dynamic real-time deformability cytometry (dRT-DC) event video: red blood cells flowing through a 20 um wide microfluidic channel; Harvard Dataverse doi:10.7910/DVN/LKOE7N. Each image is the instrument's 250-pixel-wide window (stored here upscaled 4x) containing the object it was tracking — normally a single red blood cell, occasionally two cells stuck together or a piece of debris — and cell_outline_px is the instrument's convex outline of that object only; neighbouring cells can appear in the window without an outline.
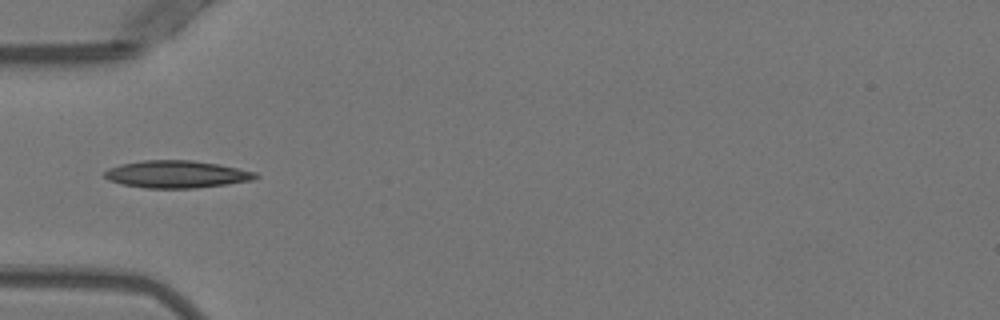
{"species": "Egyptian fruit bat (a non-hibernating species)", "species_latin": "Rousettus aegyptiacus", "temperature_condition": "warm", "stored_images_in_passage": 35, "camera_frame_rate_fps": 3000, "um_per_image_px": 0.085, "animal": {"sex": "female"}, "frame": {"image": 1, "passage_image": 1, "time_ms": 0.0, "image_size_px": [1000, 320], "cell_outline_px": [[260, 176], [252, 180], [196, 188], [144, 188], [120, 184], [108, 180], [104, 176], [104, 172], [108, 168], [120, 164], [144, 160], [192, 160], [220, 164], [256, 172]], "centroid_in_image_um": [14.98, 14.81], "position_along_channel_um": 70.0, "area_um2": 24.16}}
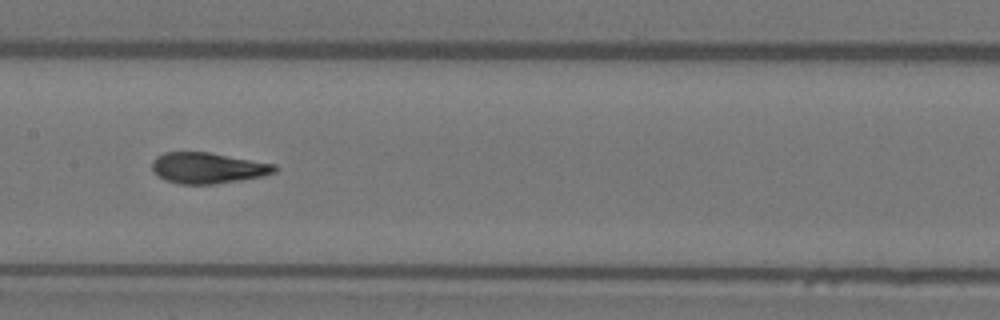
{"frame": {"image": 2, "passage_image": 10, "time_ms": 3.0, "image_size_px": [1000, 320], "cell_outline_px": [[276, 172], [264, 176], [216, 184], [180, 184], [164, 180], [152, 168], [152, 160], [156, 156], [164, 152], [208, 152], [276, 164]], "centroid_in_image_um": [17.67, 14.28], "position_along_channel_um": 189.7, "area_um2": 22.08}}
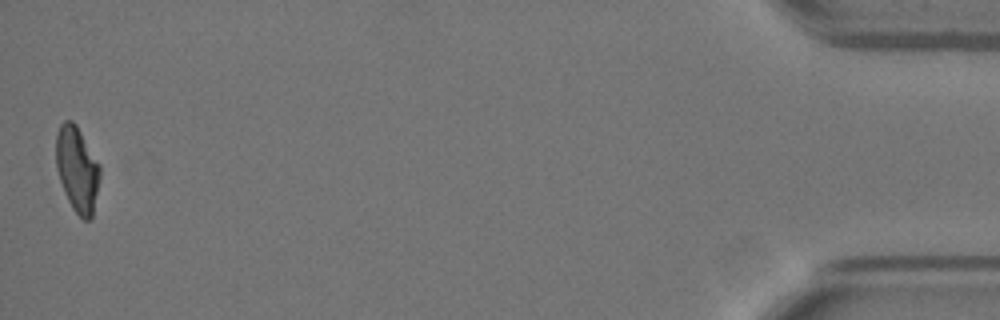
{"frame": {"image": 3, "passage_image": 35, "time_ms": 11.333, "image_size_px": [1000, 320], "cell_outline_px": [[100, 176], [92, 216], [88, 220], [84, 220], [72, 208], [64, 192], [56, 168], [56, 136], [60, 124], [64, 120], [72, 120], [76, 124], [100, 164]], "centroid_in_image_um": [6.55, 14.36], "position_along_channel_um": 428.6, "area_um2": 21.79}, "authors_computed_cell_mechanics": {"area_um2": 22.4842, "velocity_mm_per_s": 3.9647, "shape_relaxation_time_tau1_ms": 6.095, "shape_relaxation_time_tau2_ms": 0.9478, "deformation_change_tau1": 0.2249, "deformation_change_tau2": 0.0572}}